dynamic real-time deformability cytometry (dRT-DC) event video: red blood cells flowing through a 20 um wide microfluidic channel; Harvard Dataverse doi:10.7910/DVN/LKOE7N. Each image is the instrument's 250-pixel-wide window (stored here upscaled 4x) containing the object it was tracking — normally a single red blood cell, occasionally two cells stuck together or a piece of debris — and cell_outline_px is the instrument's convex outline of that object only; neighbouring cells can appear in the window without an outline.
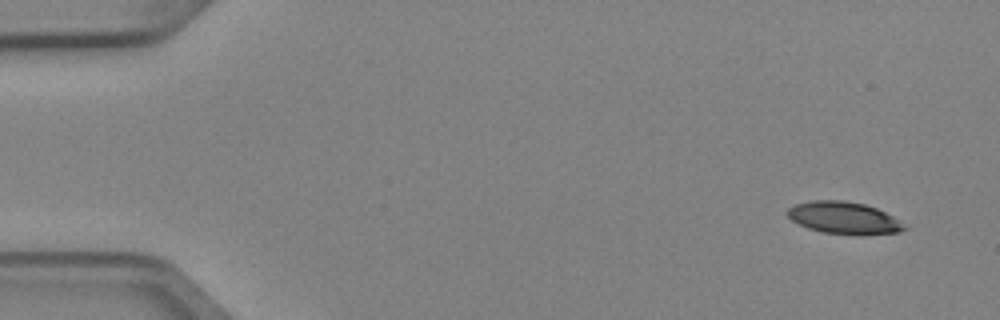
{"species": "Egyptian fruit bat (a non-hibernating species)", "species_latin": "Rousettus aegyptiacus", "temperature_condition": "cold", "stored_images_in_passage": 6, "camera_frame_rate_fps": 3000, "um_per_image_px": 0.085, "animal": {"sex": "female"}, "frame": {"image": 1, "passage_image": 1, "time_ms": 0.0, "image_size_px": [1000, 320], "cell_outline_px": [[908, 228], [900, 232], [860, 236], [824, 232], [808, 228], [792, 220], [788, 216], [788, 208], [796, 204], [812, 200], [844, 200], [864, 204], [876, 208], [892, 216]], "centroid_in_image_um": [71.75, 18.53], "position_along_channel_um": 13.2, "area_um2": 21.85}}
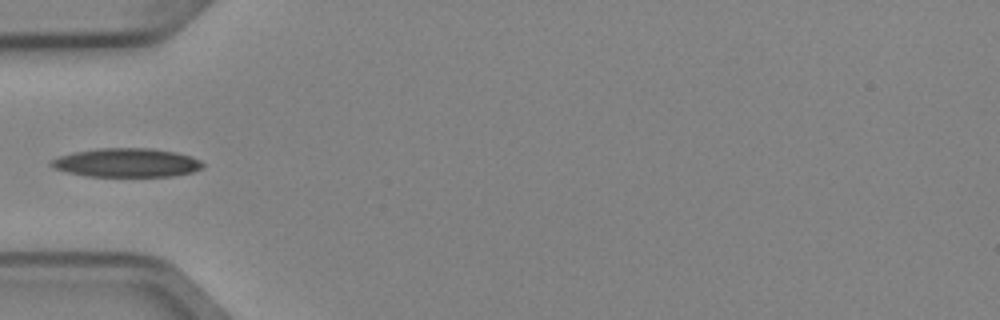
{"frame": {"image": 2, "passage_image": 5, "time_ms": 1.333, "image_size_px": [1000, 320], "cell_outline_px": [[204, 164], [200, 168], [192, 172], [172, 176], [84, 176], [52, 168], [48, 164], [52, 160], [60, 156], [72, 152], [100, 148], [152, 148], [176, 152], [200, 160]], "centroid_in_image_um": [10.72, 13.82], "position_along_channel_um": 74.3, "area_um2": 25.37}}
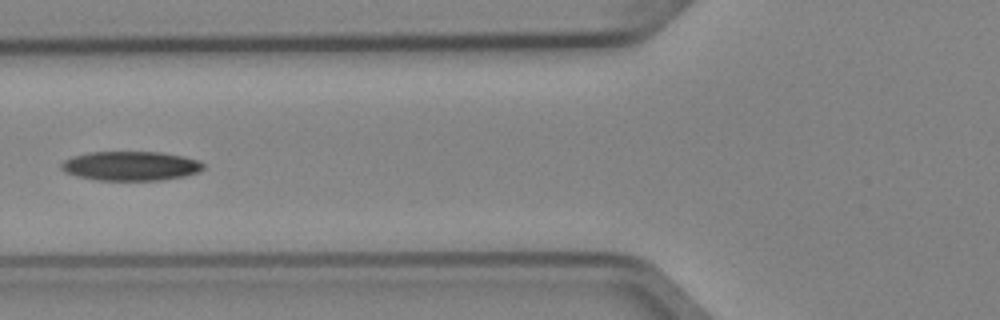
{"frame": {"image": 3, "passage_image": 6, "time_ms": 1.667, "image_size_px": [1000, 320], "cell_outline_px": [[204, 168], [200, 172], [184, 176], [160, 180], [96, 180], [80, 176], [68, 172], [60, 168], [60, 164], [64, 160], [72, 156], [88, 152], [160, 152], [184, 156], [196, 160], [204, 164]], "centroid_in_image_um": [11.13, 14.1], "position_along_channel_um": 114.7, "area_um2": 24.16}}